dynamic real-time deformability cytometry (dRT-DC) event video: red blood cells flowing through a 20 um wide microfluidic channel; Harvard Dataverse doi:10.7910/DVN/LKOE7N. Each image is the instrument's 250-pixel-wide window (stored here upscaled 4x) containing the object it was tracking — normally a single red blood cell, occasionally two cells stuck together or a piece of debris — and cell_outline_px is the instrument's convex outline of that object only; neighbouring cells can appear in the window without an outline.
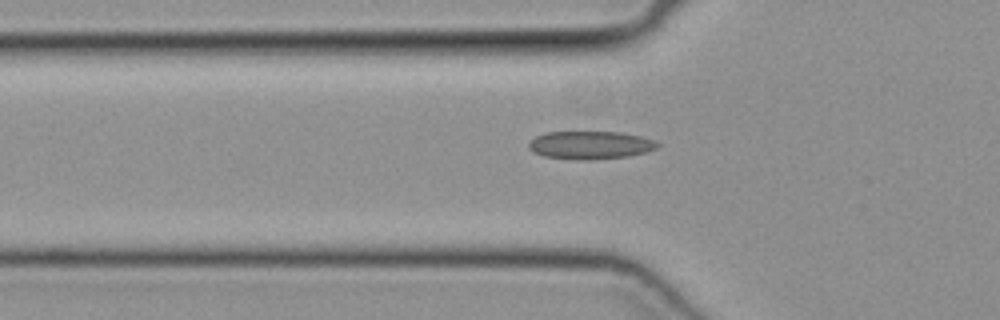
{"species": "common noctule bat (a hibernating species)", "species_latin": "Nyctalus noctula", "temperature_condition": "cold", "stored_images_in_passage": 30, "camera_frame_rate_fps": 3000, "um_per_image_px": 0.085, "animal": {"sex": "female", "body_mass_g": 19.3, "forearm_length_mm": 54.1}, "frame": {"image": 1, "passage_image": 2, "time_ms": 0.333, "image_size_px": [1000, 320], "cell_outline_px": [[660, 144], [656, 148], [644, 152], [628, 156], [592, 160], [580, 160], [544, 156], [532, 152], [528, 148], [528, 140], [544, 132], [620, 132], [640, 136], [656, 140]], "centroid_in_image_um": [50.14, 12.33], "position_along_channel_um": 75.7, "area_um2": 21.15}}
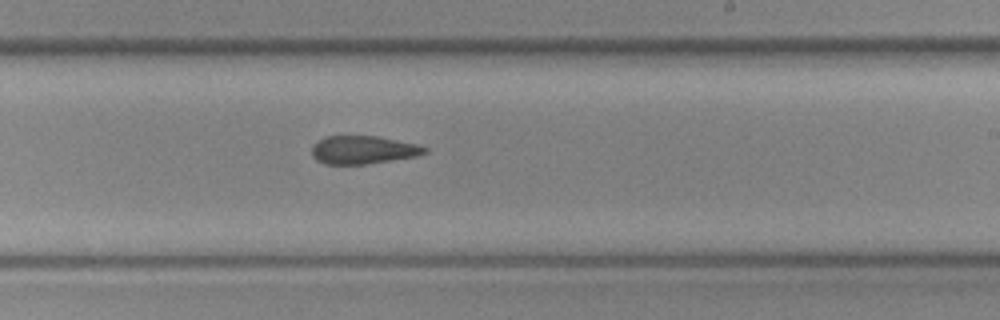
{"frame": {"image": 2, "passage_image": 15, "time_ms": 4.667, "image_size_px": [1000, 320], "cell_outline_px": [[428, 152], [416, 156], [364, 164], [324, 164], [316, 160], [312, 156], [312, 144], [324, 136], [376, 136], [416, 144], [428, 148]], "centroid_in_image_um": [30.82, 12.73], "position_along_channel_um": 258.2, "area_um2": 18.44}}
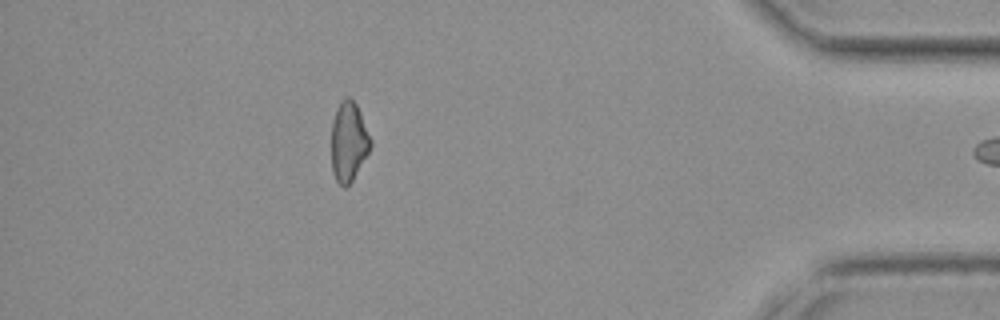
{"frame": {"image": 3, "passage_image": 29, "time_ms": 9.333, "image_size_px": [1000, 320], "cell_outline_px": [[372, 144], [368, 152], [352, 180], [344, 188], [336, 180], [332, 172], [332, 120], [336, 108], [340, 100], [344, 96], [348, 96], [356, 104], [360, 112], [372, 140]], "centroid_in_image_um": [29.62, 11.99], "position_along_channel_um": 405.6, "area_um2": 18.09}}